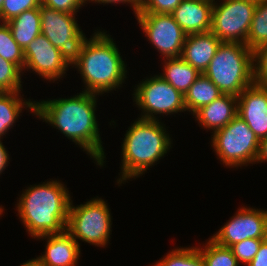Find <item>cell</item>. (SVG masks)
I'll return each instance as SVG.
<instances>
[{
  "instance_id": "27",
  "label": "cell",
  "mask_w": 267,
  "mask_h": 266,
  "mask_svg": "<svg viewBox=\"0 0 267 266\" xmlns=\"http://www.w3.org/2000/svg\"><path fill=\"white\" fill-rule=\"evenodd\" d=\"M21 74L23 72L16 64L0 56V90L2 92H20L23 89Z\"/></svg>"
},
{
  "instance_id": "39",
  "label": "cell",
  "mask_w": 267,
  "mask_h": 266,
  "mask_svg": "<svg viewBox=\"0 0 267 266\" xmlns=\"http://www.w3.org/2000/svg\"><path fill=\"white\" fill-rule=\"evenodd\" d=\"M3 208L0 206V214H2L3 213Z\"/></svg>"
},
{
  "instance_id": "41",
  "label": "cell",
  "mask_w": 267,
  "mask_h": 266,
  "mask_svg": "<svg viewBox=\"0 0 267 266\" xmlns=\"http://www.w3.org/2000/svg\"><path fill=\"white\" fill-rule=\"evenodd\" d=\"M207 1H210V2H213V3L217 2V1H215V0H207Z\"/></svg>"
},
{
  "instance_id": "33",
  "label": "cell",
  "mask_w": 267,
  "mask_h": 266,
  "mask_svg": "<svg viewBox=\"0 0 267 266\" xmlns=\"http://www.w3.org/2000/svg\"><path fill=\"white\" fill-rule=\"evenodd\" d=\"M247 266H267V239L261 242L258 252Z\"/></svg>"
},
{
  "instance_id": "12",
  "label": "cell",
  "mask_w": 267,
  "mask_h": 266,
  "mask_svg": "<svg viewBox=\"0 0 267 266\" xmlns=\"http://www.w3.org/2000/svg\"><path fill=\"white\" fill-rule=\"evenodd\" d=\"M210 238L225 247L246 239H267V210L242 207Z\"/></svg>"
},
{
  "instance_id": "22",
  "label": "cell",
  "mask_w": 267,
  "mask_h": 266,
  "mask_svg": "<svg viewBox=\"0 0 267 266\" xmlns=\"http://www.w3.org/2000/svg\"><path fill=\"white\" fill-rule=\"evenodd\" d=\"M221 95L219 88L202 73L184 95L186 109L194 115Z\"/></svg>"
},
{
  "instance_id": "15",
  "label": "cell",
  "mask_w": 267,
  "mask_h": 266,
  "mask_svg": "<svg viewBox=\"0 0 267 266\" xmlns=\"http://www.w3.org/2000/svg\"><path fill=\"white\" fill-rule=\"evenodd\" d=\"M47 240L43 255L36 258L42 266H76L80 259L79 243L65 230L60 234L37 237ZM47 238V239H46Z\"/></svg>"
},
{
  "instance_id": "16",
  "label": "cell",
  "mask_w": 267,
  "mask_h": 266,
  "mask_svg": "<svg viewBox=\"0 0 267 266\" xmlns=\"http://www.w3.org/2000/svg\"><path fill=\"white\" fill-rule=\"evenodd\" d=\"M213 2L183 0L171 13L186 35L209 32Z\"/></svg>"
},
{
  "instance_id": "31",
  "label": "cell",
  "mask_w": 267,
  "mask_h": 266,
  "mask_svg": "<svg viewBox=\"0 0 267 266\" xmlns=\"http://www.w3.org/2000/svg\"><path fill=\"white\" fill-rule=\"evenodd\" d=\"M183 0H140L138 13L171 14Z\"/></svg>"
},
{
  "instance_id": "7",
  "label": "cell",
  "mask_w": 267,
  "mask_h": 266,
  "mask_svg": "<svg viewBox=\"0 0 267 266\" xmlns=\"http://www.w3.org/2000/svg\"><path fill=\"white\" fill-rule=\"evenodd\" d=\"M212 133L211 146L226 167L238 168L255 163L260 140L238 115Z\"/></svg>"
},
{
  "instance_id": "26",
  "label": "cell",
  "mask_w": 267,
  "mask_h": 266,
  "mask_svg": "<svg viewBox=\"0 0 267 266\" xmlns=\"http://www.w3.org/2000/svg\"><path fill=\"white\" fill-rule=\"evenodd\" d=\"M156 263L159 266H205L197 247H178Z\"/></svg>"
},
{
  "instance_id": "13",
  "label": "cell",
  "mask_w": 267,
  "mask_h": 266,
  "mask_svg": "<svg viewBox=\"0 0 267 266\" xmlns=\"http://www.w3.org/2000/svg\"><path fill=\"white\" fill-rule=\"evenodd\" d=\"M23 54L25 59L23 70L35 71L42 78L52 82L61 79L69 67L63 60L60 50L43 34L28 44Z\"/></svg>"
},
{
  "instance_id": "30",
  "label": "cell",
  "mask_w": 267,
  "mask_h": 266,
  "mask_svg": "<svg viewBox=\"0 0 267 266\" xmlns=\"http://www.w3.org/2000/svg\"><path fill=\"white\" fill-rule=\"evenodd\" d=\"M254 54V83L267 89V44L253 51Z\"/></svg>"
},
{
  "instance_id": "32",
  "label": "cell",
  "mask_w": 267,
  "mask_h": 266,
  "mask_svg": "<svg viewBox=\"0 0 267 266\" xmlns=\"http://www.w3.org/2000/svg\"><path fill=\"white\" fill-rule=\"evenodd\" d=\"M41 3L57 11L77 14L78 9L85 5V0H41Z\"/></svg>"
},
{
  "instance_id": "23",
  "label": "cell",
  "mask_w": 267,
  "mask_h": 266,
  "mask_svg": "<svg viewBox=\"0 0 267 266\" xmlns=\"http://www.w3.org/2000/svg\"><path fill=\"white\" fill-rule=\"evenodd\" d=\"M264 44H267V0L257 3L247 36V46L252 51Z\"/></svg>"
},
{
  "instance_id": "20",
  "label": "cell",
  "mask_w": 267,
  "mask_h": 266,
  "mask_svg": "<svg viewBox=\"0 0 267 266\" xmlns=\"http://www.w3.org/2000/svg\"><path fill=\"white\" fill-rule=\"evenodd\" d=\"M163 67L164 72L159 75L183 95L201 75L197 69L181 57L166 58Z\"/></svg>"
},
{
  "instance_id": "37",
  "label": "cell",
  "mask_w": 267,
  "mask_h": 266,
  "mask_svg": "<svg viewBox=\"0 0 267 266\" xmlns=\"http://www.w3.org/2000/svg\"><path fill=\"white\" fill-rule=\"evenodd\" d=\"M20 266H42L35 258L21 264Z\"/></svg>"
},
{
  "instance_id": "21",
  "label": "cell",
  "mask_w": 267,
  "mask_h": 266,
  "mask_svg": "<svg viewBox=\"0 0 267 266\" xmlns=\"http://www.w3.org/2000/svg\"><path fill=\"white\" fill-rule=\"evenodd\" d=\"M21 97L20 92H3L0 95V139L13 127L23 108L26 107L35 114L36 101H24Z\"/></svg>"
},
{
  "instance_id": "38",
  "label": "cell",
  "mask_w": 267,
  "mask_h": 266,
  "mask_svg": "<svg viewBox=\"0 0 267 266\" xmlns=\"http://www.w3.org/2000/svg\"><path fill=\"white\" fill-rule=\"evenodd\" d=\"M3 2H4V0H0V10H1V7L3 5Z\"/></svg>"
},
{
  "instance_id": "40",
  "label": "cell",
  "mask_w": 267,
  "mask_h": 266,
  "mask_svg": "<svg viewBox=\"0 0 267 266\" xmlns=\"http://www.w3.org/2000/svg\"><path fill=\"white\" fill-rule=\"evenodd\" d=\"M251 1H254V2L258 3V2H260V1H262V0H251Z\"/></svg>"
},
{
  "instance_id": "1",
  "label": "cell",
  "mask_w": 267,
  "mask_h": 266,
  "mask_svg": "<svg viewBox=\"0 0 267 266\" xmlns=\"http://www.w3.org/2000/svg\"><path fill=\"white\" fill-rule=\"evenodd\" d=\"M96 95L82 91L71 98L35 102V115L78 144L101 167L105 152L95 114Z\"/></svg>"
},
{
  "instance_id": "9",
  "label": "cell",
  "mask_w": 267,
  "mask_h": 266,
  "mask_svg": "<svg viewBox=\"0 0 267 266\" xmlns=\"http://www.w3.org/2000/svg\"><path fill=\"white\" fill-rule=\"evenodd\" d=\"M135 87L133 102L143 112L139 118L158 120L157 114L169 115L187 111L184 95L160 75L142 80Z\"/></svg>"
},
{
  "instance_id": "4",
  "label": "cell",
  "mask_w": 267,
  "mask_h": 266,
  "mask_svg": "<svg viewBox=\"0 0 267 266\" xmlns=\"http://www.w3.org/2000/svg\"><path fill=\"white\" fill-rule=\"evenodd\" d=\"M160 120L138 118L126 131L118 185L143 175L171 148L172 140ZM149 167V168H148Z\"/></svg>"
},
{
  "instance_id": "34",
  "label": "cell",
  "mask_w": 267,
  "mask_h": 266,
  "mask_svg": "<svg viewBox=\"0 0 267 266\" xmlns=\"http://www.w3.org/2000/svg\"><path fill=\"white\" fill-rule=\"evenodd\" d=\"M86 1V4L87 2L90 1L91 2H94V3H98V4H117V3H129L131 4L130 6L133 8V11L135 13V15L138 13L139 11V8H140V0H85Z\"/></svg>"
},
{
  "instance_id": "11",
  "label": "cell",
  "mask_w": 267,
  "mask_h": 266,
  "mask_svg": "<svg viewBox=\"0 0 267 266\" xmlns=\"http://www.w3.org/2000/svg\"><path fill=\"white\" fill-rule=\"evenodd\" d=\"M136 18L163 58L181 57L186 34L171 14L137 13Z\"/></svg>"
},
{
  "instance_id": "8",
  "label": "cell",
  "mask_w": 267,
  "mask_h": 266,
  "mask_svg": "<svg viewBox=\"0 0 267 266\" xmlns=\"http://www.w3.org/2000/svg\"><path fill=\"white\" fill-rule=\"evenodd\" d=\"M41 34L61 52L63 60L74 66L88 40L75 18V14L57 11L43 4L39 7Z\"/></svg>"
},
{
  "instance_id": "10",
  "label": "cell",
  "mask_w": 267,
  "mask_h": 266,
  "mask_svg": "<svg viewBox=\"0 0 267 266\" xmlns=\"http://www.w3.org/2000/svg\"><path fill=\"white\" fill-rule=\"evenodd\" d=\"M212 9L210 31L221 42H240L247 45V36L257 3L251 0H222Z\"/></svg>"
},
{
  "instance_id": "17",
  "label": "cell",
  "mask_w": 267,
  "mask_h": 266,
  "mask_svg": "<svg viewBox=\"0 0 267 266\" xmlns=\"http://www.w3.org/2000/svg\"><path fill=\"white\" fill-rule=\"evenodd\" d=\"M220 44L219 38L211 31L187 35L181 58L202 74L215 56Z\"/></svg>"
},
{
  "instance_id": "25",
  "label": "cell",
  "mask_w": 267,
  "mask_h": 266,
  "mask_svg": "<svg viewBox=\"0 0 267 266\" xmlns=\"http://www.w3.org/2000/svg\"><path fill=\"white\" fill-rule=\"evenodd\" d=\"M0 56L16 64L23 71L25 65L23 50L14 40L6 22L0 23Z\"/></svg>"
},
{
  "instance_id": "28",
  "label": "cell",
  "mask_w": 267,
  "mask_h": 266,
  "mask_svg": "<svg viewBox=\"0 0 267 266\" xmlns=\"http://www.w3.org/2000/svg\"><path fill=\"white\" fill-rule=\"evenodd\" d=\"M41 0H4L0 10V22H8L24 11L39 8Z\"/></svg>"
},
{
  "instance_id": "35",
  "label": "cell",
  "mask_w": 267,
  "mask_h": 266,
  "mask_svg": "<svg viewBox=\"0 0 267 266\" xmlns=\"http://www.w3.org/2000/svg\"><path fill=\"white\" fill-rule=\"evenodd\" d=\"M267 161V137L260 139L255 163Z\"/></svg>"
},
{
  "instance_id": "24",
  "label": "cell",
  "mask_w": 267,
  "mask_h": 266,
  "mask_svg": "<svg viewBox=\"0 0 267 266\" xmlns=\"http://www.w3.org/2000/svg\"><path fill=\"white\" fill-rule=\"evenodd\" d=\"M205 266H239V262L230 247L217 244L209 238L204 248L198 247Z\"/></svg>"
},
{
  "instance_id": "2",
  "label": "cell",
  "mask_w": 267,
  "mask_h": 266,
  "mask_svg": "<svg viewBox=\"0 0 267 266\" xmlns=\"http://www.w3.org/2000/svg\"><path fill=\"white\" fill-rule=\"evenodd\" d=\"M16 209L28 234L40 236L65 231L71 197L67 187L59 180L34 185L25 189Z\"/></svg>"
},
{
  "instance_id": "3",
  "label": "cell",
  "mask_w": 267,
  "mask_h": 266,
  "mask_svg": "<svg viewBox=\"0 0 267 266\" xmlns=\"http://www.w3.org/2000/svg\"><path fill=\"white\" fill-rule=\"evenodd\" d=\"M83 46L78 69L85 83L84 92L102 95L121 87L127 78L125 62L113 38L103 31L92 34Z\"/></svg>"
},
{
  "instance_id": "19",
  "label": "cell",
  "mask_w": 267,
  "mask_h": 266,
  "mask_svg": "<svg viewBox=\"0 0 267 266\" xmlns=\"http://www.w3.org/2000/svg\"><path fill=\"white\" fill-rule=\"evenodd\" d=\"M6 23L11 30L14 40L22 50L41 34L39 8L24 11Z\"/></svg>"
},
{
  "instance_id": "36",
  "label": "cell",
  "mask_w": 267,
  "mask_h": 266,
  "mask_svg": "<svg viewBox=\"0 0 267 266\" xmlns=\"http://www.w3.org/2000/svg\"><path fill=\"white\" fill-rule=\"evenodd\" d=\"M9 154L6 151L5 146L3 145V142H1L0 139V175L1 173L4 171V169H6V167L8 166V163H10L9 160Z\"/></svg>"
},
{
  "instance_id": "6",
  "label": "cell",
  "mask_w": 267,
  "mask_h": 266,
  "mask_svg": "<svg viewBox=\"0 0 267 266\" xmlns=\"http://www.w3.org/2000/svg\"><path fill=\"white\" fill-rule=\"evenodd\" d=\"M112 217L106 201L93 198L78 206L70 202L65 230L77 239L95 246L105 247L110 239Z\"/></svg>"
},
{
  "instance_id": "5",
  "label": "cell",
  "mask_w": 267,
  "mask_h": 266,
  "mask_svg": "<svg viewBox=\"0 0 267 266\" xmlns=\"http://www.w3.org/2000/svg\"><path fill=\"white\" fill-rule=\"evenodd\" d=\"M223 94L238 96L254 84V54L240 42H221L203 73Z\"/></svg>"
},
{
  "instance_id": "18",
  "label": "cell",
  "mask_w": 267,
  "mask_h": 266,
  "mask_svg": "<svg viewBox=\"0 0 267 266\" xmlns=\"http://www.w3.org/2000/svg\"><path fill=\"white\" fill-rule=\"evenodd\" d=\"M237 112V96L223 94L210 104L199 109L193 116L199 125L214 132L232 121L237 116Z\"/></svg>"
},
{
  "instance_id": "14",
  "label": "cell",
  "mask_w": 267,
  "mask_h": 266,
  "mask_svg": "<svg viewBox=\"0 0 267 266\" xmlns=\"http://www.w3.org/2000/svg\"><path fill=\"white\" fill-rule=\"evenodd\" d=\"M237 115L260 140L267 137V89L255 83L237 96Z\"/></svg>"
},
{
  "instance_id": "29",
  "label": "cell",
  "mask_w": 267,
  "mask_h": 266,
  "mask_svg": "<svg viewBox=\"0 0 267 266\" xmlns=\"http://www.w3.org/2000/svg\"><path fill=\"white\" fill-rule=\"evenodd\" d=\"M265 239H246L235 243L230 248L238 262L248 265L258 252L261 242Z\"/></svg>"
}]
</instances>
